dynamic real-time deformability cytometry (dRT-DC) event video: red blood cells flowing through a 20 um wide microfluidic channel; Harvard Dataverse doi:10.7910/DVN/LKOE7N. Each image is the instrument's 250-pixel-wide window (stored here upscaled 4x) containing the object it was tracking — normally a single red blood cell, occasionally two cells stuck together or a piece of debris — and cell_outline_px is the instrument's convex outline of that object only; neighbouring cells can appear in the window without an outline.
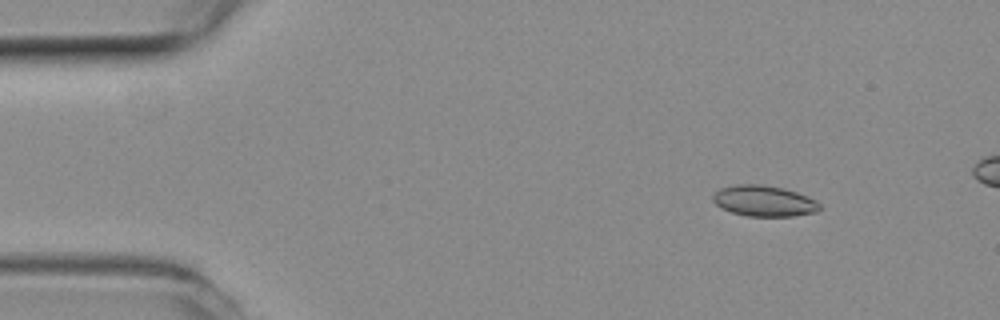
{"species": "common noctule bat (a hibernating species)", "species_latin": "Nyctalus noctula", "temperature_condition": "room temperature", "stored_images_in_passage": 11, "camera_frame_rate_fps": 3000, "um_per_image_px": 0.085, "animal": {"sex": "female", "body_mass_g": 19.3, "forearm_length_mm": 54.1}, "frame": {"image": 1, "passage_image": 1, "time_ms": 0.0, "image_size_px": [1000, 320], "cell_outline_px": [[820, 208], [816, 212], [792, 216], [748, 216], [732, 212], [720, 208], [712, 200], [712, 196], [720, 188], [736, 184], [760, 184], [784, 188], [796, 192], [816, 200], [820, 204]], "centroid_in_image_um": [64.92, 17.08], "position_along_channel_um": 20.1, "area_um2": 19.19}}